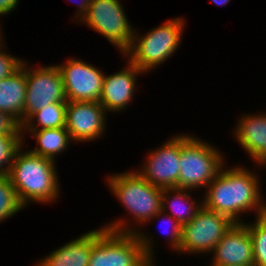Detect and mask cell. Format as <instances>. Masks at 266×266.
<instances>
[{
	"instance_id": "cell-18",
	"label": "cell",
	"mask_w": 266,
	"mask_h": 266,
	"mask_svg": "<svg viewBox=\"0 0 266 266\" xmlns=\"http://www.w3.org/2000/svg\"><path fill=\"white\" fill-rule=\"evenodd\" d=\"M40 148L30 151L33 154L53 160L57 152L67 147L70 134L66 127L40 129L34 134Z\"/></svg>"
},
{
	"instance_id": "cell-7",
	"label": "cell",
	"mask_w": 266,
	"mask_h": 266,
	"mask_svg": "<svg viewBox=\"0 0 266 266\" xmlns=\"http://www.w3.org/2000/svg\"><path fill=\"white\" fill-rule=\"evenodd\" d=\"M84 19L97 32L103 34L127 54L134 39L119 0H91Z\"/></svg>"
},
{
	"instance_id": "cell-26",
	"label": "cell",
	"mask_w": 266,
	"mask_h": 266,
	"mask_svg": "<svg viewBox=\"0 0 266 266\" xmlns=\"http://www.w3.org/2000/svg\"><path fill=\"white\" fill-rule=\"evenodd\" d=\"M175 224H172L173 225V231H172V244H173V247L178 249L180 248L181 246V238H182V225L175 221L174 222Z\"/></svg>"
},
{
	"instance_id": "cell-23",
	"label": "cell",
	"mask_w": 266,
	"mask_h": 266,
	"mask_svg": "<svg viewBox=\"0 0 266 266\" xmlns=\"http://www.w3.org/2000/svg\"><path fill=\"white\" fill-rule=\"evenodd\" d=\"M21 128H23V124L15 116L0 111V135L17 137L21 141L19 136Z\"/></svg>"
},
{
	"instance_id": "cell-17",
	"label": "cell",
	"mask_w": 266,
	"mask_h": 266,
	"mask_svg": "<svg viewBox=\"0 0 266 266\" xmlns=\"http://www.w3.org/2000/svg\"><path fill=\"white\" fill-rule=\"evenodd\" d=\"M239 125L236 134L240 144L254 159L266 162V115L246 117Z\"/></svg>"
},
{
	"instance_id": "cell-16",
	"label": "cell",
	"mask_w": 266,
	"mask_h": 266,
	"mask_svg": "<svg viewBox=\"0 0 266 266\" xmlns=\"http://www.w3.org/2000/svg\"><path fill=\"white\" fill-rule=\"evenodd\" d=\"M24 65L22 63L21 68L10 77L0 80V111L15 116L21 123L27 89Z\"/></svg>"
},
{
	"instance_id": "cell-30",
	"label": "cell",
	"mask_w": 266,
	"mask_h": 266,
	"mask_svg": "<svg viewBox=\"0 0 266 266\" xmlns=\"http://www.w3.org/2000/svg\"><path fill=\"white\" fill-rule=\"evenodd\" d=\"M264 215L266 216V205L264 206Z\"/></svg>"
},
{
	"instance_id": "cell-28",
	"label": "cell",
	"mask_w": 266,
	"mask_h": 266,
	"mask_svg": "<svg viewBox=\"0 0 266 266\" xmlns=\"http://www.w3.org/2000/svg\"><path fill=\"white\" fill-rule=\"evenodd\" d=\"M90 2L91 0H84V2H82V4L80 3V13L81 11L83 12L82 14L83 15H86L87 14V11H88V7L90 5Z\"/></svg>"
},
{
	"instance_id": "cell-1",
	"label": "cell",
	"mask_w": 266,
	"mask_h": 266,
	"mask_svg": "<svg viewBox=\"0 0 266 266\" xmlns=\"http://www.w3.org/2000/svg\"><path fill=\"white\" fill-rule=\"evenodd\" d=\"M221 172L214 178L213 183L208 185L211 188L203 207L228 217L234 223H239L236 221L239 212L261 206L258 204L260 195L257 179L242 168Z\"/></svg>"
},
{
	"instance_id": "cell-19",
	"label": "cell",
	"mask_w": 266,
	"mask_h": 266,
	"mask_svg": "<svg viewBox=\"0 0 266 266\" xmlns=\"http://www.w3.org/2000/svg\"><path fill=\"white\" fill-rule=\"evenodd\" d=\"M66 109L67 102H55L33 113L30 118L24 123L27 127L33 117L37 118L38 123L42 126L41 129H51L65 127L66 124Z\"/></svg>"
},
{
	"instance_id": "cell-21",
	"label": "cell",
	"mask_w": 266,
	"mask_h": 266,
	"mask_svg": "<svg viewBox=\"0 0 266 266\" xmlns=\"http://www.w3.org/2000/svg\"><path fill=\"white\" fill-rule=\"evenodd\" d=\"M23 206L10 178L0 176V221L17 213Z\"/></svg>"
},
{
	"instance_id": "cell-2",
	"label": "cell",
	"mask_w": 266,
	"mask_h": 266,
	"mask_svg": "<svg viewBox=\"0 0 266 266\" xmlns=\"http://www.w3.org/2000/svg\"><path fill=\"white\" fill-rule=\"evenodd\" d=\"M7 176L23 205L29 200L48 202L57 196L54 161L31 152L16 151Z\"/></svg>"
},
{
	"instance_id": "cell-4",
	"label": "cell",
	"mask_w": 266,
	"mask_h": 266,
	"mask_svg": "<svg viewBox=\"0 0 266 266\" xmlns=\"http://www.w3.org/2000/svg\"><path fill=\"white\" fill-rule=\"evenodd\" d=\"M136 173L111 176L109 183L114 194L133 212L137 220L147 221L152 216H159L166 208L163 206V200L168 198L164 194L172 188L153 186L138 172Z\"/></svg>"
},
{
	"instance_id": "cell-3",
	"label": "cell",
	"mask_w": 266,
	"mask_h": 266,
	"mask_svg": "<svg viewBox=\"0 0 266 266\" xmlns=\"http://www.w3.org/2000/svg\"><path fill=\"white\" fill-rule=\"evenodd\" d=\"M113 225L94 243L88 266H152L150 242L135 232H126L121 222Z\"/></svg>"
},
{
	"instance_id": "cell-13",
	"label": "cell",
	"mask_w": 266,
	"mask_h": 266,
	"mask_svg": "<svg viewBox=\"0 0 266 266\" xmlns=\"http://www.w3.org/2000/svg\"><path fill=\"white\" fill-rule=\"evenodd\" d=\"M105 109L99 102L67 101L65 127L75 141L95 139L104 129Z\"/></svg>"
},
{
	"instance_id": "cell-11",
	"label": "cell",
	"mask_w": 266,
	"mask_h": 266,
	"mask_svg": "<svg viewBox=\"0 0 266 266\" xmlns=\"http://www.w3.org/2000/svg\"><path fill=\"white\" fill-rule=\"evenodd\" d=\"M187 138L179 136L169 140L163 148L150 154L147 167L139 174L153 186L179 189L180 145Z\"/></svg>"
},
{
	"instance_id": "cell-27",
	"label": "cell",
	"mask_w": 266,
	"mask_h": 266,
	"mask_svg": "<svg viewBox=\"0 0 266 266\" xmlns=\"http://www.w3.org/2000/svg\"><path fill=\"white\" fill-rule=\"evenodd\" d=\"M18 0H0V14H6L14 9L18 3Z\"/></svg>"
},
{
	"instance_id": "cell-9",
	"label": "cell",
	"mask_w": 266,
	"mask_h": 266,
	"mask_svg": "<svg viewBox=\"0 0 266 266\" xmlns=\"http://www.w3.org/2000/svg\"><path fill=\"white\" fill-rule=\"evenodd\" d=\"M26 100L24 105V120L38 110L55 102H67L61 73L57 66L45 67L36 71H26Z\"/></svg>"
},
{
	"instance_id": "cell-29",
	"label": "cell",
	"mask_w": 266,
	"mask_h": 266,
	"mask_svg": "<svg viewBox=\"0 0 266 266\" xmlns=\"http://www.w3.org/2000/svg\"><path fill=\"white\" fill-rule=\"evenodd\" d=\"M215 4L217 5H223V4H227V2H229V0H212Z\"/></svg>"
},
{
	"instance_id": "cell-12",
	"label": "cell",
	"mask_w": 266,
	"mask_h": 266,
	"mask_svg": "<svg viewBox=\"0 0 266 266\" xmlns=\"http://www.w3.org/2000/svg\"><path fill=\"white\" fill-rule=\"evenodd\" d=\"M213 265L254 266L253 242L248 227L234 223L217 243Z\"/></svg>"
},
{
	"instance_id": "cell-15",
	"label": "cell",
	"mask_w": 266,
	"mask_h": 266,
	"mask_svg": "<svg viewBox=\"0 0 266 266\" xmlns=\"http://www.w3.org/2000/svg\"><path fill=\"white\" fill-rule=\"evenodd\" d=\"M105 231L104 228L81 236L57 249L38 266H88L93 245Z\"/></svg>"
},
{
	"instance_id": "cell-25",
	"label": "cell",
	"mask_w": 266,
	"mask_h": 266,
	"mask_svg": "<svg viewBox=\"0 0 266 266\" xmlns=\"http://www.w3.org/2000/svg\"><path fill=\"white\" fill-rule=\"evenodd\" d=\"M22 61L5 53H0V80L10 77L22 66Z\"/></svg>"
},
{
	"instance_id": "cell-22",
	"label": "cell",
	"mask_w": 266,
	"mask_h": 266,
	"mask_svg": "<svg viewBox=\"0 0 266 266\" xmlns=\"http://www.w3.org/2000/svg\"><path fill=\"white\" fill-rule=\"evenodd\" d=\"M20 141L17 137L0 135V168L6 162L13 161L14 155L20 149ZM10 167L0 169V176H6Z\"/></svg>"
},
{
	"instance_id": "cell-10",
	"label": "cell",
	"mask_w": 266,
	"mask_h": 266,
	"mask_svg": "<svg viewBox=\"0 0 266 266\" xmlns=\"http://www.w3.org/2000/svg\"><path fill=\"white\" fill-rule=\"evenodd\" d=\"M59 69L67 101L99 102L104 76L95 67L74 59Z\"/></svg>"
},
{
	"instance_id": "cell-20",
	"label": "cell",
	"mask_w": 266,
	"mask_h": 266,
	"mask_svg": "<svg viewBox=\"0 0 266 266\" xmlns=\"http://www.w3.org/2000/svg\"><path fill=\"white\" fill-rule=\"evenodd\" d=\"M260 211L256 225L248 226L253 242L254 266H266V216L264 215V205L259 207Z\"/></svg>"
},
{
	"instance_id": "cell-14",
	"label": "cell",
	"mask_w": 266,
	"mask_h": 266,
	"mask_svg": "<svg viewBox=\"0 0 266 266\" xmlns=\"http://www.w3.org/2000/svg\"><path fill=\"white\" fill-rule=\"evenodd\" d=\"M129 68L111 76H105L103 80L100 105L105 110H119L132 99L135 84V74L141 70L131 62Z\"/></svg>"
},
{
	"instance_id": "cell-5",
	"label": "cell",
	"mask_w": 266,
	"mask_h": 266,
	"mask_svg": "<svg viewBox=\"0 0 266 266\" xmlns=\"http://www.w3.org/2000/svg\"><path fill=\"white\" fill-rule=\"evenodd\" d=\"M222 160L216 150L209 145L188 137L180 145V192L189 188L209 185L221 170Z\"/></svg>"
},
{
	"instance_id": "cell-6",
	"label": "cell",
	"mask_w": 266,
	"mask_h": 266,
	"mask_svg": "<svg viewBox=\"0 0 266 266\" xmlns=\"http://www.w3.org/2000/svg\"><path fill=\"white\" fill-rule=\"evenodd\" d=\"M182 25L181 18L170 20L142 37L137 45L133 41L131 48L127 51L129 55L133 52L130 62L141 71H147L162 63L176 50L180 41Z\"/></svg>"
},
{
	"instance_id": "cell-8",
	"label": "cell",
	"mask_w": 266,
	"mask_h": 266,
	"mask_svg": "<svg viewBox=\"0 0 266 266\" xmlns=\"http://www.w3.org/2000/svg\"><path fill=\"white\" fill-rule=\"evenodd\" d=\"M228 217L201 206L196 216L182 226L180 250H214L224 234L232 227Z\"/></svg>"
},
{
	"instance_id": "cell-24",
	"label": "cell",
	"mask_w": 266,
	"mask_h": 266,
	"mask_svg": "<svg viewBox=\"0 0 266 266\" xmlns=\"http://www.w3.org/2000/svg\"><path fill=\"white\" fill-rule=\"evenodd\" d=\"M177 197H175L174 198V200L172 201V203H171V205H170V207L171 208H173L172 210H173V215H174V217H176L175 219H174V221H177V222H179L182 226L184 225V224H186V223H188V222H190L195 216H196V214H197V212L200 210V208H195L194 207V204L192 203L191 204V206H189V207H185L183 204V206H181V207H179L178 206V204H177V202H178V200H180V199H182L183 198V200H185V198L187 199L188 198V196H187V194L186 193H182L181 195L178 193V195H176ZM178 199V200H177ZM174 201H176V203H174ZM176 207V208H175ZM195 208V209H194ZM176 209V210H175ZM188 211H187V210ZM184 211H185V213L187 214V216L185 217V213H184ZM190 211H192V213L190 212ZM190 212V213H189ZM189 214V215H188Z\"/></svg>"
}]
</instances>
